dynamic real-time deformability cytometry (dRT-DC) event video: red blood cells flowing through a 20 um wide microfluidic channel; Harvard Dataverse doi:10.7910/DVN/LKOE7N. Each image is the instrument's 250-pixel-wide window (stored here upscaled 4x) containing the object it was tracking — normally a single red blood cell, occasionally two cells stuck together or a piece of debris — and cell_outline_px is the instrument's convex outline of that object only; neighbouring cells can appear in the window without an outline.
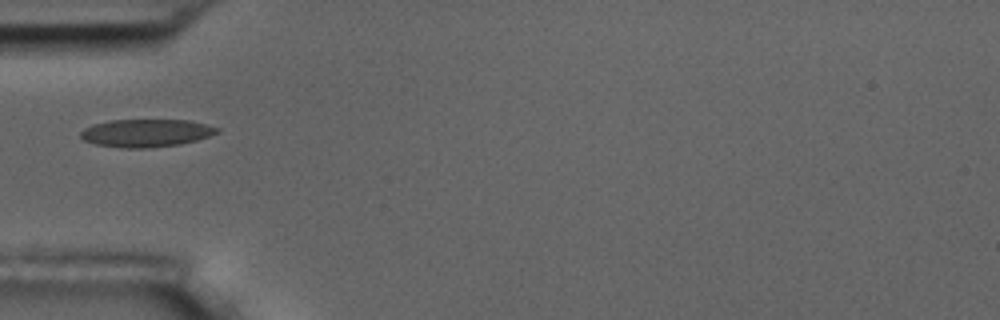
{"species": "common noctule bat (a hibernating species)", "species_latin": "Nyctalus noctula", "temperature_condition": "room temperature", "stored_images_in_passage": 1, "camera_frame_rate_fps": 3000, "um_per_image_px": 0.085, "animal": {"sex": "male", "body_mass_g": 17.5, "forearm_length_mm": 52.3}, "frame": {"image": 1, "passage_image": 1, "time_ms": 0.0, "image_size_px": [1000, 320], "cell_outline_px": [[220, 132], [196, 140], [180, 144], [148, 148], [124, 148], [96, 144], [84, 140], [80, 136], [80, 132], [84, 128], [92, 124], [108, 120], [188, 120], [220, 128]], "centroid_in_image_um": [12.4, 11.3], "position_along_channel_um": 72.6, "area_um2": 22.08}}